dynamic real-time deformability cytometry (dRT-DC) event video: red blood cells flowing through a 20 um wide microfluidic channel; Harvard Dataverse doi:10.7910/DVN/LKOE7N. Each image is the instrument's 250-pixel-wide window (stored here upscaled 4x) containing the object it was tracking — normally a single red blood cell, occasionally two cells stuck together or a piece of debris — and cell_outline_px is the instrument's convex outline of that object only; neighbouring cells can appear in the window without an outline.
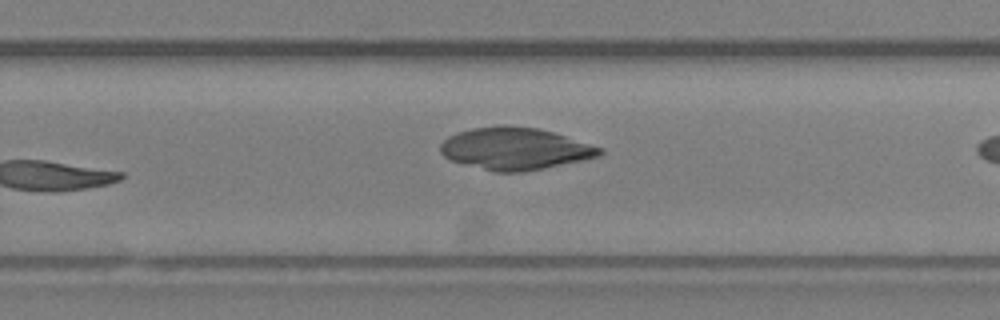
{"species": "Egyptian fruit bat (a non-hibernating species)", "species_latin": "Rousettus aegyptiacus", "temperature_condition": "room temperature", "stored_images_in_passage": 21, "camera_frame_rate_fps": 3000, "um_per_image_px": 0.085, "animal": {"sex": "female"}, "frame": {"image": 1, "passage_image": 21, "time_ms": 6.667, "image_size_px": [1000, 320], "cell_outline_px": [[604, 152], [600, 156], [584, 160], [524, 172], [496, 172], [452, 160], [444, 156], [440, 152], [440, 144], [448, 136], [456, 132], [472, 128], [504, 124], [536, 128], [552, 132], [604, 148]], "centroid_in_image_um": [43.79, 12.63], "position_along_channel_um": 286.0, "area_um2": 39.07}}